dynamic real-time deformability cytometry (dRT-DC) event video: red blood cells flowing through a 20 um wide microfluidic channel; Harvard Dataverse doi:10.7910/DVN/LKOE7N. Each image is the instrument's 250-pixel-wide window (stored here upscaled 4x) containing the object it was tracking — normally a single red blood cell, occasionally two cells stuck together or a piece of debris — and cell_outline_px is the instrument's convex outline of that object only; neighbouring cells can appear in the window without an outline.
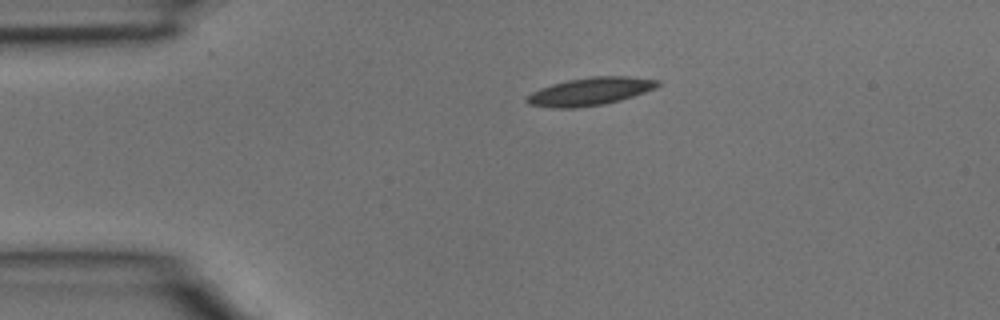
{"species": "common noctule bat (a hibernating species)", "species_latin": "Nyctalus noctula", "temperature_condition": "room temperature", "stored_images_in_passage": 5, "segment_of_instrument_passage": [2, 2], "camera_frame_rate_fps": 3000, "um_per_image_px": 0.085, "animal": {"sex": "male", "body_mass_g": 15.6}, "frame": {"image": 1, "passage_image": 5, "time_ms": 1.333, "image_size_px": [1000, 320], "cell_outline_px": [[660, 84], [656, 88], [620, 100], [604, 104], [576, 108], [552, 108], [528, 104], [524, 100], [532, 92], [540, 88], [552, 84], [568, 80], [592, 76], [628, 76], [660, 80]], "centroid_in_image_um": [50.15, 7.77], "position_along_channel_um": 34.8, "area_um2": 21.21}}